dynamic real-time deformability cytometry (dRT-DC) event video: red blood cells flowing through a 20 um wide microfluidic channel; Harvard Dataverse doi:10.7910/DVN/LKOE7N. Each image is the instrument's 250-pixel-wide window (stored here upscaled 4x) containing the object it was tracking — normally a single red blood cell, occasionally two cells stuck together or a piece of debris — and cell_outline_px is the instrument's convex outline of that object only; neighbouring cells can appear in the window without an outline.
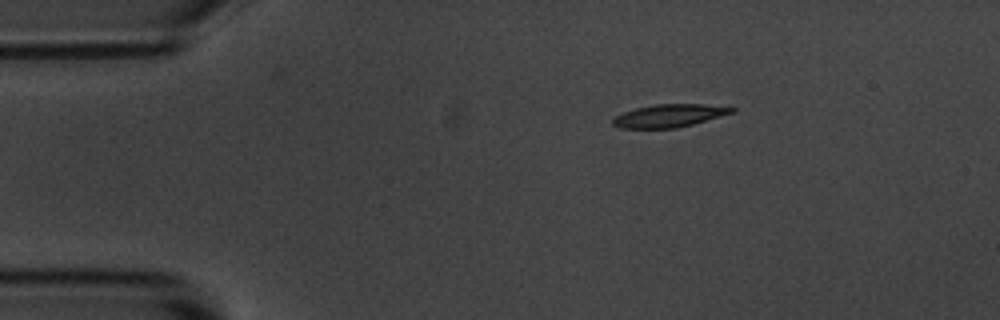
{"species": "common noctule bat (a hibernating species)", "species_latin": "Nyctalus noctula", "temperature_condition": "room temperature", "stored_images_in_passage": 46, "camera_frame_rate_fps": 3000, "um_per_image_px": 0.085, "animal": {"sex": "male", "body_mass_g": 20.1, "forearm_length_mm": 53.5}, "frame": {"image": 1, "passage_image": 1, "time_ms": 0.0, "image_size_px": [1000, 320], "cell_outline_px": [[736, 112], [692, 124], [676, 128], [620, 128], [612, 124], [612, 120], [616, 116], [624, 112], [636, 108], [656, 104], [704, 104], [736, 108]], "centroid_in_image_um": [56.9, 9.83], "position_along_channel_um": 28.1, "area_um2": 15.72}}
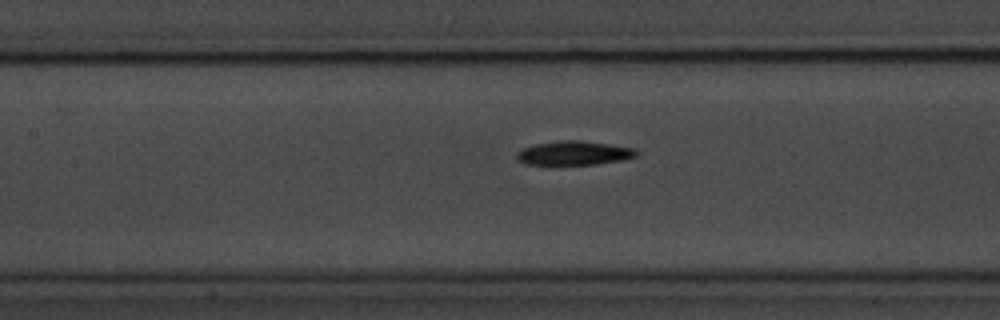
{"frame": {"image": 2, "passage_image": 16, "time_ms": 5.0, "image_size_px": [1000, 320], "cell_outline_px": [[640, 152], [636, 156], [624, 160], [596, 164], [524, 164], [516, 156], [516, 152], [520, 148], [536, 144], [560, 140], [580, 140], [636, 148]], "centroid_in_image_um": [48.81, 13.0], "position_along_channel_um": 158.6, "area_um2": 16.82}}
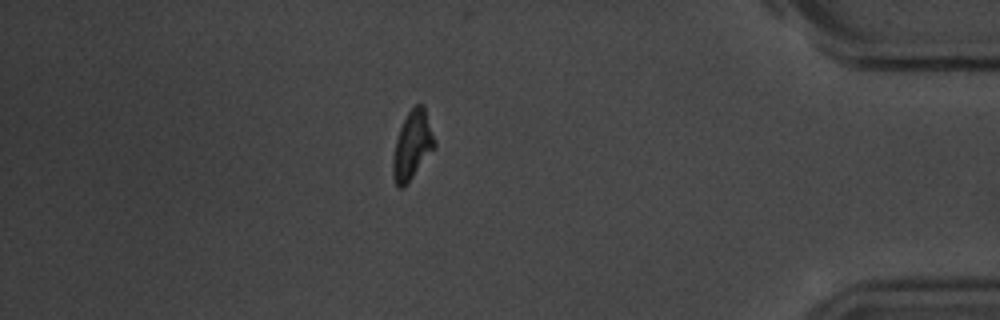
{"frame": {"image": 3, "passage_image": 39, "time_ms": 12.667, "image_size_px": [1000, 320], "cell_outline_px": [[436, 148], [408, 184], [404, 188], [396, 188], [392, 176], [392, 156], [396, 140], [400, 128], [408, 112], [416, 104], [424, 104], [436, 140]], "centroid_in_image_um": [35.06, 12.41], "position_along_channel_um": 400.1, "area_um2": 17.17}, "authors_computed_cell_mechanics": {"area_um2": 16.762, "velocity_mm_per_s": 3.6685, "shape_relaxation_time_tau1_ms": 2.9264, "shape_relaxation_time_tau2_ms": 11.2132, "deformation_change_tau1": 0.1416, "deformation_change_tau2": 0.2067}}